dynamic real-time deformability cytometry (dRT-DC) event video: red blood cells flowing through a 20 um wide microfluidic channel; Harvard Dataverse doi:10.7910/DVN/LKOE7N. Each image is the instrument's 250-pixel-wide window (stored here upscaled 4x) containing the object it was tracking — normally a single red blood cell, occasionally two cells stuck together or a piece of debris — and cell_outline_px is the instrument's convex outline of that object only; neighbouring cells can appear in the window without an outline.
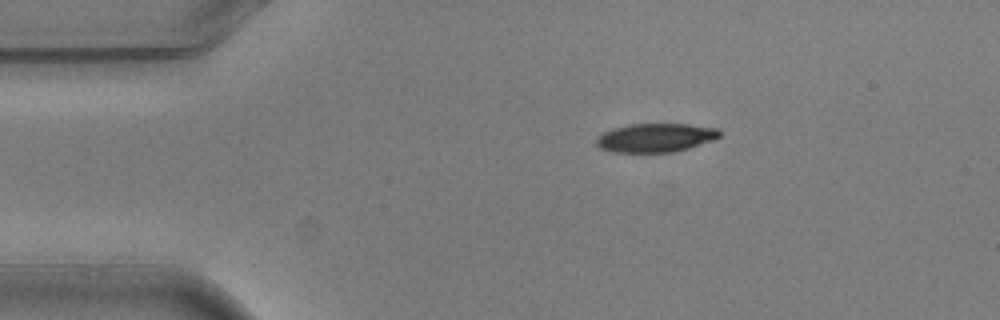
{"species": "common noctule bat (a hibernating species)", "species_latin": "Nyctalus noctula", "temperature_condition": "warm", "stored_images_in_passage": 2, "camera_frame_rate_fps": 3000, "um_per_image_px": 0.085, "animal": {"sex": "male", "body_mass_g": 20.5, "forearm_length_mm": 52.5}, "frame": {"image": 1, "passage_image": 1, "time_ms": 0.0, "image_size_px": [1000, 320], "cell_outline_px": [[720, 136], [712, 140], [676, 152], [612, 152], [600, 148], [596, 144], [596, 136], [612, 128], [628, 124], [688, 124], [720, 128]], "centroid_in_image_um": [55.7, 11.7], "position_along_channel_um": 29.3, "area_um2": 20.75}}